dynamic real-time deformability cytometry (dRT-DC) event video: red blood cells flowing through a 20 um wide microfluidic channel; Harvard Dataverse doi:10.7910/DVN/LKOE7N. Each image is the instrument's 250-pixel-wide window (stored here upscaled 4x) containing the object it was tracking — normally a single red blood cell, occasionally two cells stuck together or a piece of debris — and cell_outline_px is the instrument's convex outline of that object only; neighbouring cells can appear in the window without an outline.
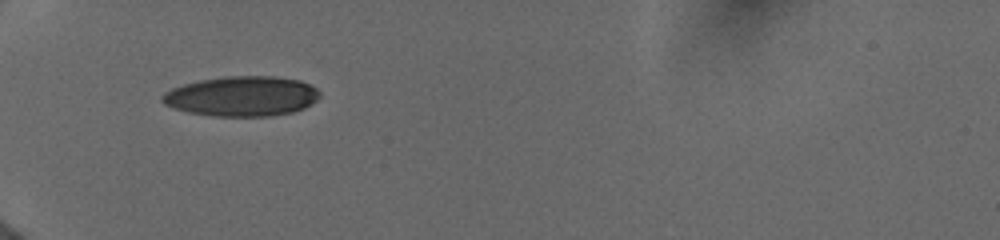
{"species": "human", "species_latin": "Homo sapiens", "temperature_condition": "cold", "stored_images_in_passage": 15, "camera_frame_rate_fps": 3000, "um_per_image_px": 0.085, "donor": {"sex": "female"}, "frame": {"image": 1, "passage_image": 1, "time_ms": 0.0, "image_size_px": [1000, 240], "cell_outline_px": [[320, 96], [312, 104], [304, 108], [292, 112], [268, 116], [212, 116], [188, 112], [164, 104], [160, 100], [160, 96], [164, 92], [172, 88], [184, 84], [200, 80], [224, 76], [276, 76], [300, 80], [316, 88], [320, 92]], "centroid_in_image_um": [20.55, 8.17], "position_along_channel_um": 64.4, "area_um2": 36.82}}
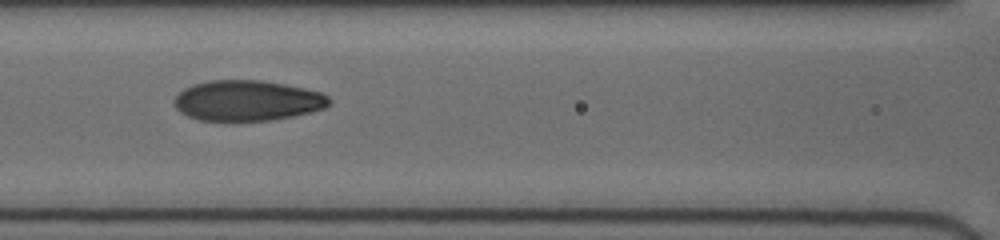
{"frame": {"image": 2, "passage_image": 10, "time_ms": 2.333, "image_size_px": [1000, 240], "cell_outline_px": [[332, 104], [324, 108], [292, 116], [272, 120], [240, 124], [232, 124], [200, 120], [188, 116], [180, 112], [172, 104], [172, 100], [184, 88], [192, 84], [208, 80], [260, 80], [284, 84], [304, 88], [320, 92], [328, 96], [332, 100]], "centroid_in_image_um": [20.97, 8.59], "position_along_channel_um": 145.6, "area_um2": 37.74}}
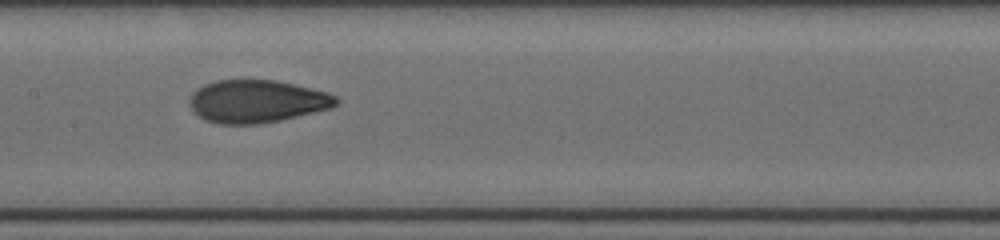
{"frame": {"image": 3, "passage_image": 14, "time_ms": 3.333, "image_size_px": [1000, 240], "cell_outline_px": [[340, 104], [332, 108], [280, 120], [260, 124], [220, 124], [204, 120], [192, 108], [188, 100], [192, 92], [204, 84], [216, 80], [276, 80], [328, 92], [336, 96], [340, 100]], "centroid_in_image_um": [21.86, 8.61], "position_along_channel_um": 185.5, "area_um2": 36.65}}